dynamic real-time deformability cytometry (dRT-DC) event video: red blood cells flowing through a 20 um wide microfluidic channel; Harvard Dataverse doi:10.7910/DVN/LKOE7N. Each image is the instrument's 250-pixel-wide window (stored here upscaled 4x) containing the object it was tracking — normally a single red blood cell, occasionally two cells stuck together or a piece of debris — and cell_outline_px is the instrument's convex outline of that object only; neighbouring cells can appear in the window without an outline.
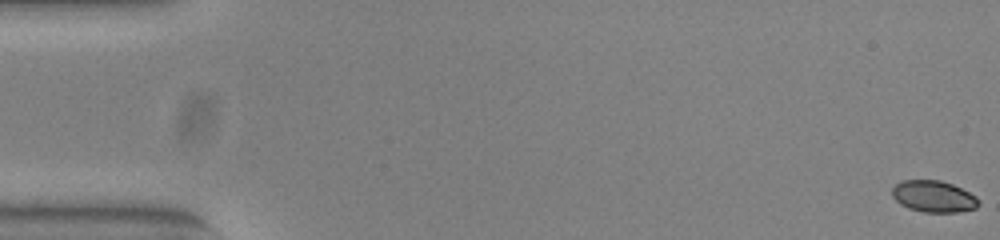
{"species": "common noctule bat (a hibernating species)", "species_latin": "Nyctalus noctula", "temperature_condition": "warm", "stored_images_in_passage": 54, "camera_frame_rate_fps": 3000, "um_per_image_px": 0.085, "animal": {"sex": "female", "body_mass_g": 23.0, "forearm_length_mm": 53.4}, "frame": {"image": 1, "passage_image": 1, "time_ms": 0.0, "image_size_px": [1000, 240], "cell_outline_px": [[980, 204], [976, 208], [956, 212], [924, 212], [908, 208], [900, 204], [892, 196], [892, 188], [896, 184], [904, 180], [940, 180], [952, 184], [976, 196], [980, 200]], "centroid_in_image_um": [79.36, 16.7], "position_along_channel_um": 5.6, "area_um2": 15.9}}
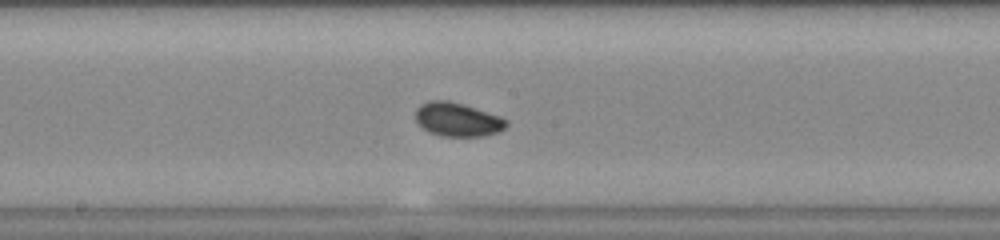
{"frame": {"image": 2, "passage_image": 29, "time_ms": 9.333, "image_size_px": [1000, 240], "cell_outline_px": [[508, 124], [504, 128], [496, 132], [484, 136], [440, 136], [428, 132], [416, 120], [416, 108], [420, 104], [428, 100], [448, 100], [464, 104], [500, 116], [508, 120]], "centroid_in_image_um": [38.88, 10.15], "position_along_channel_um": 209.3, "area_um2": 17.92}}
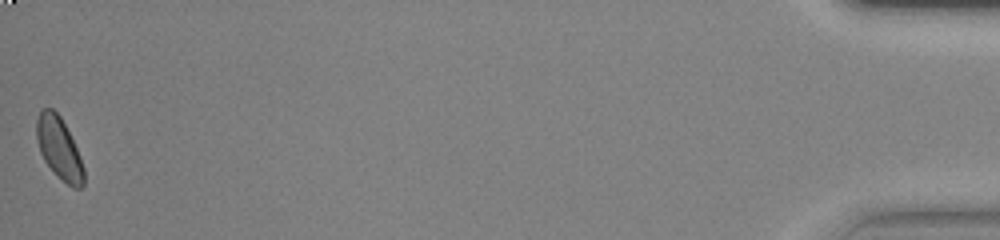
{"frame": {"image": 3, "passage_image": 54, "time_ms": 17.667, "image_size_px": [1000, 240], "cell_outline_px": [[84, 184], [80, 188], [72, 188], [44, 160], [40, 152], [36, 136], [36, 120], [40, 108], [52, 108], [60, 116], [80, 156], [84, 168]], "centroid_in_image_um": [5.01, 12.56], "position_along_channel_um": 430.2, "area_um2": 16.65}, "authors_computed_cell_mechanics": {"area_um2": 16.9643, "velocity_mm_per_s": 3.8573, "shape_relaxation_time_tau1_ms": 2.4872, "shape_relaxation_time_tau2_ms": 5.0627, "deformation_change_tau1": 0.0646, "deformation_change_tau2": 0.0499}}